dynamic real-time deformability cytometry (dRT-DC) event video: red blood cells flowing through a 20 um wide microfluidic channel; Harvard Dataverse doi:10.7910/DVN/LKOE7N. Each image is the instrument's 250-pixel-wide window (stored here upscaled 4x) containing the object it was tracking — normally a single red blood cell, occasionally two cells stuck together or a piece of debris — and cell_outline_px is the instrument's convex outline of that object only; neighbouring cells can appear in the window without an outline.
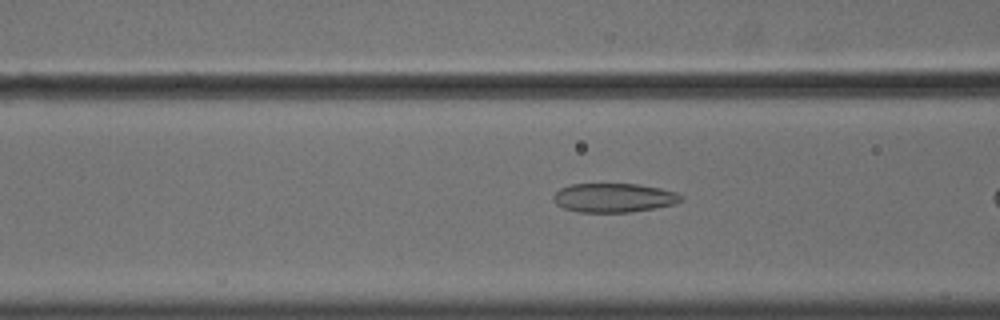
{"species": "common noctule bat (a hibernating species)", "species_latin": "Nyctalus noctula", "temperature_condition": "cold", "stored_images_in_passage": 19, "camera_frame_rate_fps": 3000, "um_per_image_px": 0.085, "animal": {"sex": "male", "body_mass_g": 18.8}, "frame": {"image": 1, "passage_image": 16, "time_ms": 5.0, "image_size_px": [1000, 320], "cell_outline_px": [[684, 200], [676, 204], [656, 208], [628, 212], [580, 212], [564, 208], [556, 204], [552, 200], [552, 196], [560, 188], [572, 184], [636, 184], [660, 188], [676, 192], [684, 196]], "centroid_in_image_um": [52.2, 16.81], "position_along_channel_um": 114.4, "area_um2": 21.73}}